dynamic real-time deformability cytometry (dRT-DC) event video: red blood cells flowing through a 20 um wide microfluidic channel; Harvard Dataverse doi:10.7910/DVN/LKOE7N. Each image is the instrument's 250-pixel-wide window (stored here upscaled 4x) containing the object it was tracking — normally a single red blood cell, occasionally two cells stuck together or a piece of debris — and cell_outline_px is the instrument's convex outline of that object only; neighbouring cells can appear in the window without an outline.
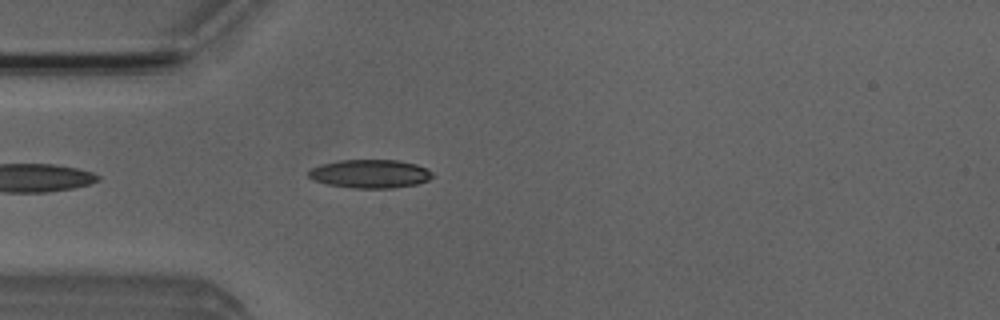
{"species": "Egyptian fruit bat (a non-hibernating species)", "species_latin": "Rousettus aegyptiacus", "temperature_condition": "room temperature", "stored_images_in_passage": 4, "camera_frame_rate_fps": 3000, "um_per_image_px": 0.085, "animal": {"sex": "male"}, "frame": {"image": 1, "passage_image": 4, "time_ms": 4.333, "image_size_px": [1000, 320], "cell_outline_px": [[432, 176], [428, 180], [416, 184], [392, 188], [352, 188], [328, 184], [312, 180], [308, 176], [308, 172], [312, 168], [320, 164], [340, 160], [400, 160], [416, 164], [432, 172]], "centroid_in_image_um": [31.43, 14.77], "position_along_channel_um": 53.6, "area_um2": 20.52}}